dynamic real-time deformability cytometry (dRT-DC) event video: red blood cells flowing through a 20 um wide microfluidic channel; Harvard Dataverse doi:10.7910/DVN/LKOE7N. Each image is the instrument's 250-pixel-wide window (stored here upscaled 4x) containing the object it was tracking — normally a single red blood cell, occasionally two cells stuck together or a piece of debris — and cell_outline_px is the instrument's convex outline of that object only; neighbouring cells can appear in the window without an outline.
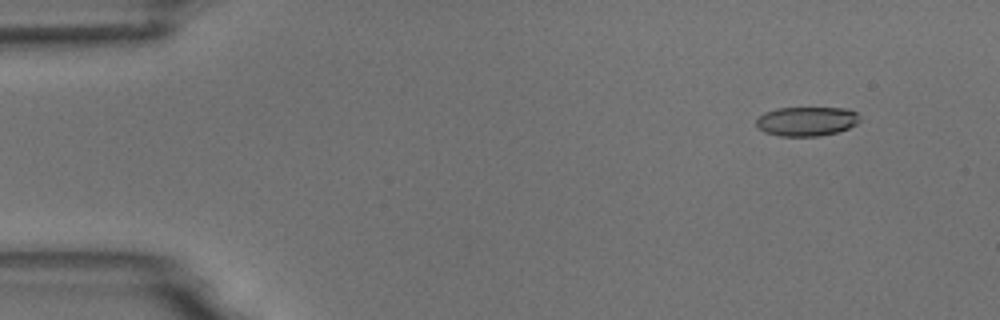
{"species": "common noctule bat (a hibernating species)", "species_latin": "Nyctalus noctula", "temperature_condition": "room temperature", "stored_images_in_passage": 4, "camera_frame_rate_fps": 3000, "um_per_image_px": 0.085, "animal": {"sex": "male", "body_mass_g": 18.8}, "frame": {"image": 1, "passage_image": 1, "time_ms": 0.0, "image_size_px": [1000, 320], "cell_outline_px": [[860, 120], [856, 124], [848, 128], [836, 132], [820, 136], [780, 136], [764, 132], [756, 124], [756, 120], [764, 112], [776, 108], [848, 108], [856, 112]], "centroid_in_image_um": [68.56, 10.3], "position_along_channel_um": 16.4, "area_um2": 17.63}}
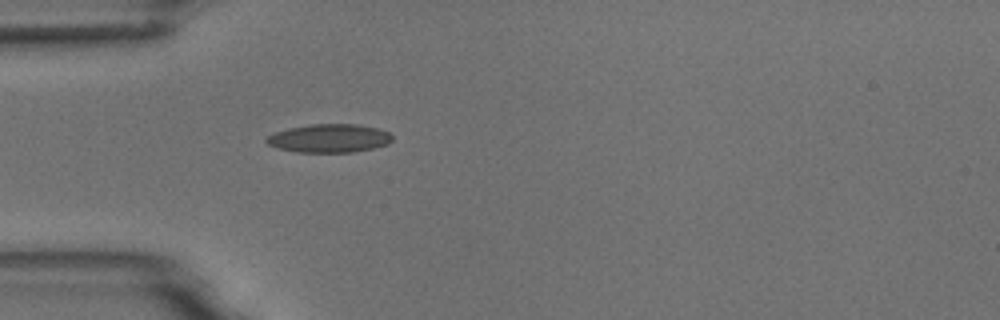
{"frame": {"image": 2, "passage_image": 4, "time_ms": 3.667, "image_size_px": [1000, 320], "cell_outline_px": [[392, 140], [388, 144], [372, 148], [352, 152], [296, 152], [280, 148], [268, 144], [264, 140], [268, 136], [276, 132], [288, 128], [312, 124], [356, 124], [380, 128], [388, 132], [392, 136]], "centroid_in_image_um": [28.01, 11.75], "position_along_channel_um": 57.0, "area_um2": 20.75}}